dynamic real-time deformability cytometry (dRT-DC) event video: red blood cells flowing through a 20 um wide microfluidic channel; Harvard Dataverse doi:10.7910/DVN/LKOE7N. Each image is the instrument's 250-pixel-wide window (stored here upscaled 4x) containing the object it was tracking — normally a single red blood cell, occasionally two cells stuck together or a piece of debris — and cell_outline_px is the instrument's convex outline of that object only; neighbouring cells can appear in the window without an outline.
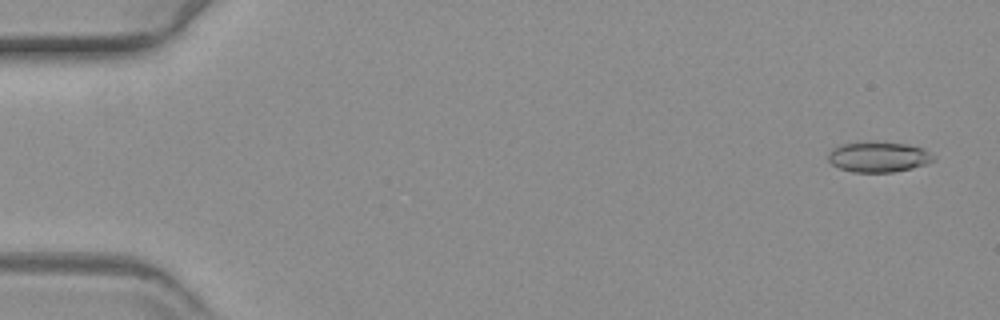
{"species": "common noctule bat (a hibernating species)", "species_latin": "Nyctalus noctula", "temperature_condition": "warm", "stored_images_in_passage": 59, "camera_frame_rate_fps": 3000, "um_per_image_px": 0.085, "animal": {"sex": "female", "body_mass_g": 19.3, "forearm_length_mm": 54.1}, "frame": {"image": 1, "passage_image": 3, "time_ms": 0.667, "image_size_px": [1000, 320], "cell_outline_px": [[936, 160], [912, 168], [892, 172], [852, 172], [840, 168], [832, 164], [828, 160], [828, 152], [832, 148], [840, 144], [872, 140], [884, 140], [904, 144], [920, 148], [936, 156]], "centroid_in_image_um": [74.63, 13.31], "position_along_channel_um": 10.4, "area_um2": 19.02}}
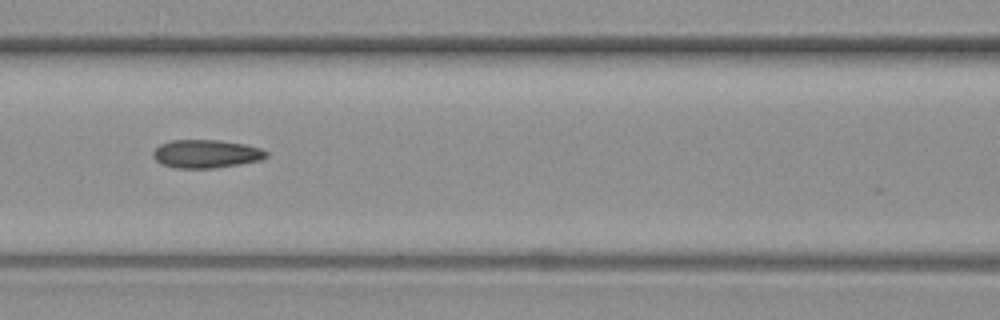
{"frame": {"image": 2, "passage_image": 27, "time_ms": 8.667, "image_size_px": [1000, 320], "cell_outline_px": [[268, 156], [260, 160], [240, 164], [216, 168], [176, 168], [164, 164], [156, 160], [152, 156], [152, 152], [160, 144], [172, 140], [220, 140], [244, 144], [260, 148], [268, 152]], "centroid_in_image_um": [17.53, 13.07], "position_along_channel_um": 149.1, "area_um2": 18.61}}
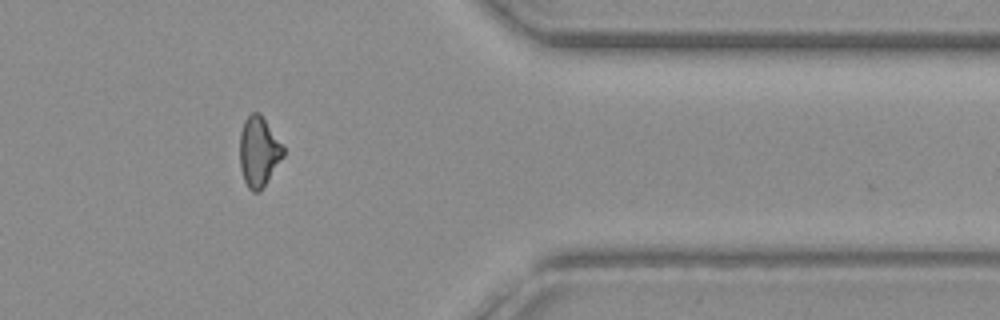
{"frame": {"image": 3, "passage_image": 49, "time_ms": 16.0, "image_size_px": [1000, 320], "cell_outline_px": [[284, 156], [260, 192], [252, 192], [248, 188], [244, 180], [240, 168], [240, 132], [244, 120], [252, 112], [260, 112], [284, 148]], "centroid_in_image_um": [21.98, 12.9], "position_along_channel_um": 389.4, "area_um2": 17.74}}